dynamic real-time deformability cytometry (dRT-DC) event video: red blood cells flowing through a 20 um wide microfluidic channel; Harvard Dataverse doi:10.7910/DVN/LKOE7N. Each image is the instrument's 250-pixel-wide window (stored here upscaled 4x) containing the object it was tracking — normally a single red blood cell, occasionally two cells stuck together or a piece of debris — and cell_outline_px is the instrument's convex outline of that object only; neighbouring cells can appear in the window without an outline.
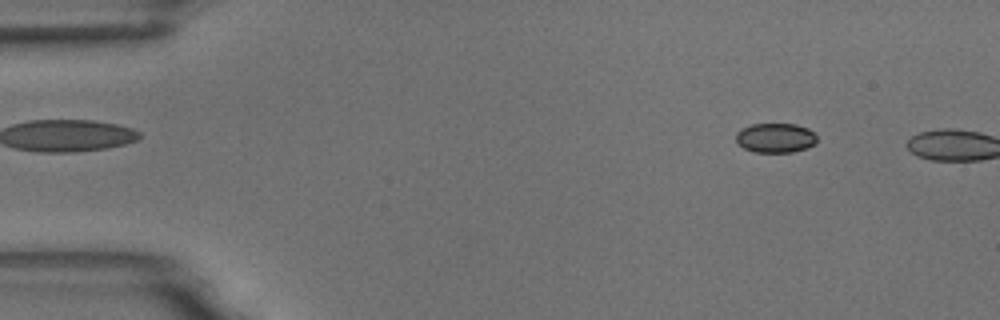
{"species": "common noctule bat (a hibernating species)", "species_latin": "Nyctalus noctula", "temperature_condition": "room temperature", "stored_images_in_passage": 2, "camera_frame_rate_fps": 3000, "um_per_image_px": 0.085, "animal": {"sex": "male", "body_mass_g": 18.8}, "frame": {"image": 1, "passage_image": 1, "time_ms": 0.0, "image_size_px": [1000, 320], "cell_outline_px": [[816, 144], [808, 148], [792, 152], [756, 152], [744, 148], [736, 140], [736, 132], [740, 128], [752, 124], [796, 124], [808, 128], [816, 136]], "centroid_in_image_um": [65.92, 11.71], "position_along_channel_um": 19.1, "area_um2": 13.99}}